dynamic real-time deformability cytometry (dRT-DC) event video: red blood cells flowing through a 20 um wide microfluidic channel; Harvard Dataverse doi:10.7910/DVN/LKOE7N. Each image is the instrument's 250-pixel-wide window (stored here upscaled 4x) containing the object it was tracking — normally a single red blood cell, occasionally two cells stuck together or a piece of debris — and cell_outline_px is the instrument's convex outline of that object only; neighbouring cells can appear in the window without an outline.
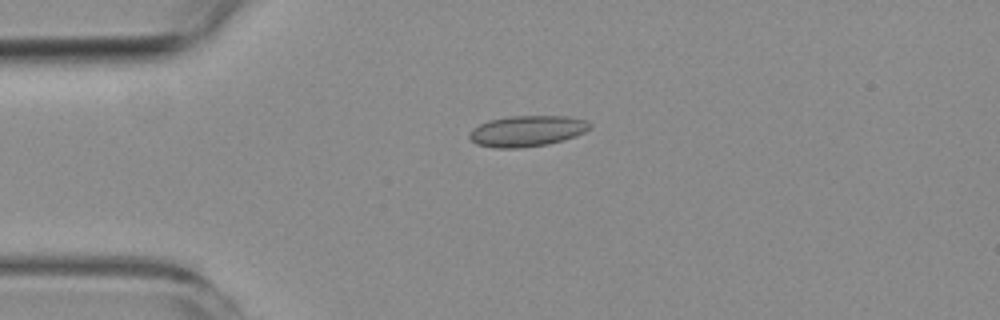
{"species": "common noctule bat (a hibernating species)", "species_latin": "Nyctalus noctula", "temperature_condition": "room temperature", "stored_images_in_passage": 8, "camera_frame_rate_fps": 3000, "um_per_image_px": 0.085, "animal": {"sex": "female", "body_mass_g": 19.3, "forearm_length_mm": 54.1}, "frame": {"image": 1, "passage_image": 2, "time_ms": 1.0, "image_size_px": [1000, 320], "cell_outline_px": [[592, 124], [584, 132], [564, 140], [548, 144], [520, 148], [492, 148], [476, 144], [468, 136], [468, 132], [472, 128], [488, 120], [512, 116], [568, 116], [588, 120]], "centroid_in_image_um": [44.77, 11.14], "position_along_channel_um": 40.2, "area_um2": 21.85}}
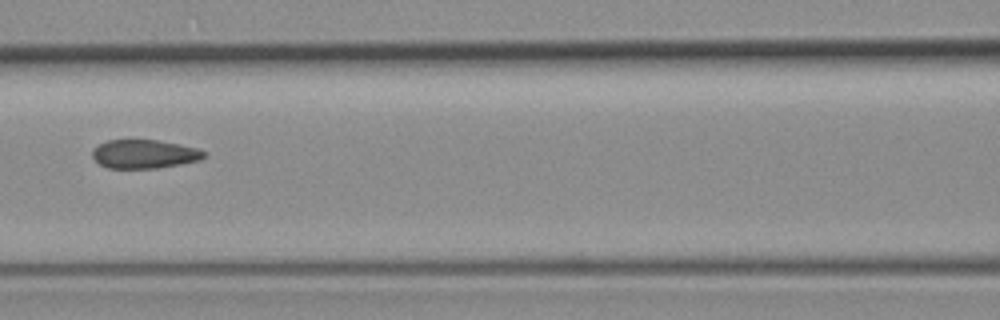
{"frame": {"image": 2, "passage_image": 5, "time_ms": 4.667, "image_size_px": [1000, 320], "cell_outline_px": [[208, 152], [200, 160], [180, 164], [156, 168], [108, 168], [100, 164], [92, 156], [92, 148], [108, 140], [156, 140], [180, 144], [200, 148]], "centroid_in_image_um": [12.29, 13.09], "position_along_channel_um": 154.3, "area_um2": 18.73}}
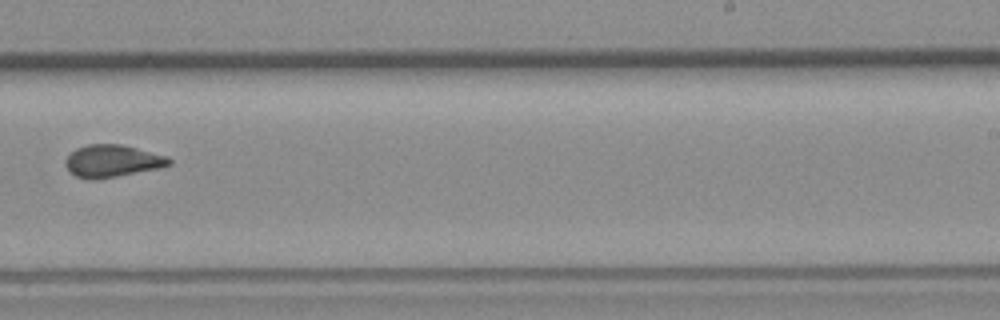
{"frame": {"image": 3, "passage_image": 8, "time_ms": 8.0, "image_size_px": [1000, 320], "cell_outline_px": [[172, 164], [160, 168], [96, 180], [88, 180], [76, 176], [64, 164], [64, 160], [76, 148], [88, 144], [120, 144], [168, 156], [172, 160]], "centroid_in_image_um": [9.55, 13.69], "position_along_channel_um": 279.4, "area_um2": 19.54}}